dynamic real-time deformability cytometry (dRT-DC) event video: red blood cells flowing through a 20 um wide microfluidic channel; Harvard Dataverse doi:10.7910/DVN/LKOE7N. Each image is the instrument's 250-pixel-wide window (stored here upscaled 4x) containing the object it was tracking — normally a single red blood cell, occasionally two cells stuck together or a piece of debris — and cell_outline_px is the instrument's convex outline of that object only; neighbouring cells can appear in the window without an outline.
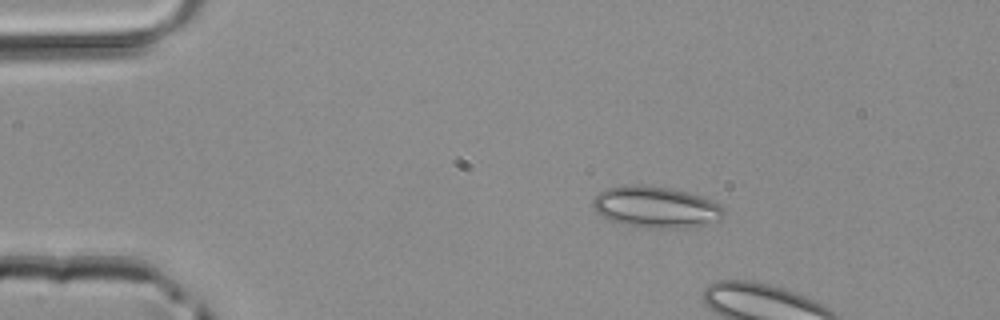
{"species": "common noctule bat (a hibernating species)", "species_latin": "Nyctalus noctula", "temperature_condition": "room temperature", "stored_images_in_passage": 5, "camera_frame_rate_fps": 3000, "um_per_image_px": 0.085, "animal": {"sex": "male", "body_mass_g": 20.4}, "frame": {"image": 1, "passage_image": 1, "time_ms": 0.0, "image_size_px": [1000, 320], "cell_outline_px": [[724, 216], [720, 220], [704, 224], [684, 228], [648, 228], [624, 224], [612, 220], [596, 212], [592, 204], [592, 200], [600, 192], [608, 188], [632, 184], [668, 188], [688, 192], [700, 196], [720, 204], [724, 212]], "centroid_in_image_um": [55.76, 17.61], "position_along_channel_um": 29.2, "area_um2": 31.21}}